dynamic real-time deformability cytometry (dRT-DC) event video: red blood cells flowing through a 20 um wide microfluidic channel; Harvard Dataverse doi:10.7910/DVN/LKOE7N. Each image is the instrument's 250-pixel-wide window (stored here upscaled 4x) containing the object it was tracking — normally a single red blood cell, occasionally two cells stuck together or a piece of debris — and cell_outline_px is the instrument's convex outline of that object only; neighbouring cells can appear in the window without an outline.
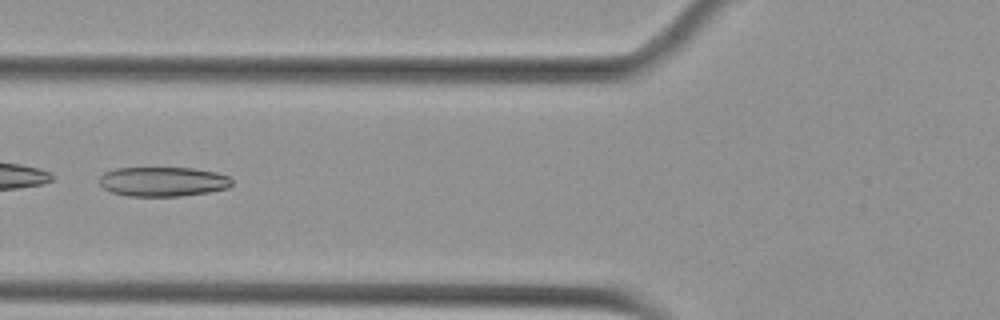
{"species": "Egyptian fruit bat (a non-hibernating species)", "species_latin": "Rousettus aegyptiacus", "temperature_condition": "cold", "stored_images_in_passage": 6, "camera_frame_rate_fps": 3000, "um_per_image_px": 0.085, "animal": {"sex": "female"}, "frame": {"image": 1, "passage_image": 5, "time_ms": 1.333, "image_size_px": [1000, 320], "cell_outline_px": [[232, 184], [228, 188], [208, 192], [180, 196], [128, 196], [112, 192], [104, 188], [96, 180], [104, 172], [116, 168], [192, 168], [216, 172], [228, 176], [232, 180]], "centroid_in_image_um": [13.82, 15.43], "position_along_channel_um": 112.0, "area_um2": 22.89}}
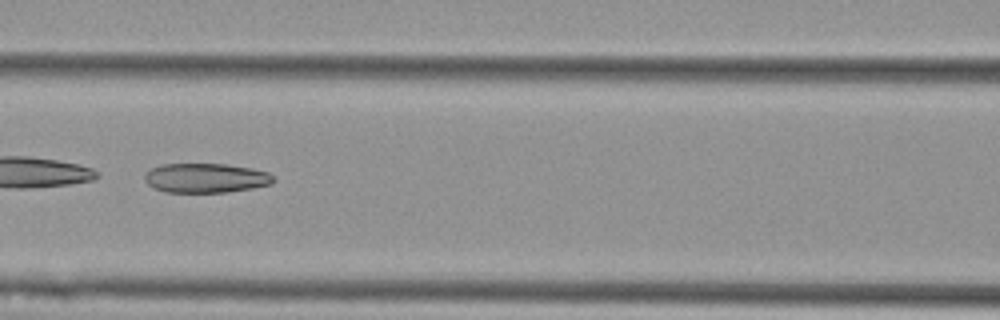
{"frame": {"image": 2, "passage_image": 6, "time_ms": 1.667, "image_size_px": [1000, 320], "cell_outline_px": [[276, 180], [272, 184], [252, 188], [228, 192], [164, 192], [152, 188], [144, 180], [144, 176], [152, 168], [160, 164], [224, 164], [252, 168], [268, 172]], "centroid_in_image_um": [17.49, 15.13], "position_along_channel_um": 149.1, "area_um2": 22.2}}